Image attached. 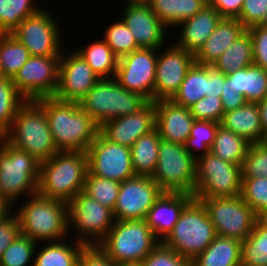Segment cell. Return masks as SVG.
<instances>
[{
  "label": "cell",
  "instance_id": "10",
  "mask_svg": "<svg viewBox=\"0 0 267 266\" xmlns=\"http://www.w3.org/2000/svg\"><path fill=\"white\" fill-rule=\"evenodd\" d=\"M152 179L164 192L194 194L196 160L184 145L160 140L159 156Z\"/></svg>",
  "mask_w": 267,
  "mask_h": 266
},
{
  "label": "cell",
  "instance_id": "53",
  "mask_svg": "<svg viewBox=\"0 0 267 266\" xmlns=\"http://www.w3.org/2000/svg\"><path fill=\"white\" fill-rule=\"evenodd\" d=\"M244 0H207V5L214 7L222 17L237 18Z\"/></svg>",
  "mask_w": 267,
  "mask_h": 266
},
{
  "label": "cell",
  "instance_id": "39",
  "mask_svg": "<svg viewBox=\"0 0 267 266\" xmlns=\"http://www.w3.org/2000/svg\"><path fill=\"white\" fill-rule=\"evenodd\" d=\"M25 101L16 90L13 80L0 76V137L10 130L19 107Z\"/></svg>",
  "mask_w": 267,
  "mask_h": 266
},
{
  "label": "cell",
  "instance_id": "6",
  "mask_svg": "<svg viewBox=\"0 0 267 266\" xmlns=\"http://www.w3.org/2000/svg\"><path fill=\"white\" fill-rule=\"evenodd\" d=\"M216 235L206 208L201 201L193 198L162 243L192 261L211 244Z\"/></svg>",
  "mask_w": 267,
  "mask_h": 266
},
{
  "label": "cell",
  "instance_id": "49",
  "mask_svg": "<svg viewBox=\"0 0 267 266\" xmlns=\"http://www.w3.org/2000/svg\"><path fill=\"white\" fill-rule=\"evenodd\" d=\"M266 7L267 0H244L237 19L246 29L259 25L267 10Z\"/></svg>",
  "mask_w": 267,
  "mask_h": 266
},
{
  "label": "cell",
  "instance_id": "11",
  "mask_svg": "<svg viewBox=\"0 0 267 266\" xmlns=\"http://www.w3.org/2000/svg\"><path fill=\"white\" fill-rule=\"evenodd\" d=\"M242 166L220 159L212 152L196 160L194 198L241 196Z\"/></svg>",
  "mask_w": 267,
  "mask_h": 266
},
{
  "label": "cell",
  "instance_id": "13",
  "mask_svg": "<svg viewBox=\"0 0 267 266\" xmlns=\"http://www.w3.org/2000/svg\"><path fill=\"white\" fill-rule=\"evenodd\" d=\"M195 199L206 208L217 235L243 241L253 231L257 215L241 196Z\"/></svg>",
  "mask_w": 267,
  "mask_h": 266
},
{
  "label": "cell",
  "instance_id": "1",
  "mask_svg": "<svg viewBox=\"0 0 267 266\" xmlns=\"http://www.w3.org/2000/svg\"><path fill=\"white\" fill-rule=\"evenodd\" d=\"M45 111L58 151L86 152L100 126L77 102L47 97L35 100Z\"/></svg>",
  "mask_w": 267,
  "mask_h": 266
},
{
  "label": "cell",
  "instance_id": "21",
  "mask_svg": "<svg viewBox=\"0 0 267 266\" xmlns=\"http://www.w3.org/2000/svg\"><path fill=\"white\" fill-rule=\"evenodd\" d=\"M156 111L154 101H149L134 114L107 120L100 126L99 132L109 141L126 147L155 129Z\"/></svg>",
  "mask_w": 267,
  "mask_h": 266
},
{
  "label": "cell",
  "instance_id": "46",
  "mask_svg": "<svg viewBox=\"0 0 267 266\" xmlns=\"http://www.w3.org/2000/svg\"><path fill=\"white\" fill-rule=\"evenodd\" d=\"M191 115L195 120L214 121L220 123L224 114L220 97L204 96L190 108Z\"/></svg>",
  "mask_w": 267,
  "mask_h": 266
},
{
  "label": "cell",
  "instance_id": "54",
  "mask_svg": "<svg viewBox=\"0 0 267 266\" xmlns=\"http://www.w3.org/2000/svg\"><path fill=\"white\" fill-rule=\"evenodd\" d=\"M225 74L208 65V87L205 96L221 97L224 90Z\"/></svg>",
  "mask_w": 267,
  "mask_h": 266
},
{
  "label": "cell",
  "instance_id": "37",
  "mask_svg": "<svg viewBox=\"0 0 267 266\" xmlns=\"http://www.w3.org/2000/svg\"><path fill=\"white\" fill-rule=\"evenodd\" d=\"M241 266H267V223L255 222L241 244Z\"/></svg>",
  "mask_w": 267,
  "mask_h": 266
},
{
  "label": "cell",
  "instance_id": "34",
  "mask_svg": "<svg viewBox=\"0 0 267 266\" xmlns=\"http://www.w3.org/2000/svg\"><path fill=\"white\" fill-rule=\"evenodd\" d=\"M207 87L208 65L194 63L171 100L177 105L190 108L207 94Z\"/></svg>",
  "mask_w": 267,
  "mask_h": 266
},
{
  "label": "cell",
  "instance_id": "59",
  "mask_svg": "<svg viewBox=\"0 0 267 266\" xmlns=\"http://www.w3.org/2000/svg\"><path fill=\"white\" fill-rule=\"evenodd\" d=\"M266 9H267V7H266ZM259 25L267 27V10H266L265 15H264V17H263V19Z\"/></svg>",
  "mask_w": 267,
  "mask_h": 266
},
{
  "label": "cell",
  "instance_id": "28",
  "mask_svg": "<svg viewBox=\"0 0 267 266\" xmlns=\"http://www.w3.org/2000/svg\"><path fill=\"white\" fill-rule=\"evenodd\" d=\"M242 241L216 235L211 244L200 253L192 266H241Z\"/></svg>",
  "mask_w": 267,
  "mask_h": 266
},
{
  "label": "cell",
  "instance_id": "43",
  "mask_svg": "<svg viewBox=\"0 0 267 266\" xmlns=\"http://www.w3.org/2000/svg\"><path fill=\"white\" fill-rule=\"evenodd\" d=\"M37 243L22 234L4 251L0 266H33Z\"/></svg>",
  "mask_w": 267,
  "mask_h": 266
},
{
  "label": "cell",
  "instance_id": "23",
  "mask_svg": "<svg viewBox=\"0 0 267 266\" xmlns=\"http://www.w3.org/2000/svg\"><path fill=\"white\" fill-rule=\"evenodd\" d=\"M155 128L162 140L184 145L191 131L194 118L190 109L175 104L172 100L154 101Z\"/></svg>",
  "mask_w": 267,
  "mask_h": 266
},
{
  "label": "cell",
  "instance_id": "47",
  "mask_svg": "<svg viewBox=\"0 0 267 266\" xmlns=\"http://www.w3.org/2000/svg\"><path fill=\"white\" fill-rule=\"evenodd\" d=\"M141 264L142 266H192V261L160 242Z\"/></svg>",
  "mask_w": 267,
  "mask_h": 266
},
{
  "label": "cell",
  "instance_id": "33",
  "mask_svg": "<svg viewBox=\"0 0 267 266\" xmlns=\"http://www.w3.org/2000/svg\"><path fill=\"white\" fill-rule=\"evenodd\" d=\"M253 65L251 36L246 30L211 65L225 75Z\"/></svg>",
  "mask_w": 267,
  "mask_h": 266
},
{
  "label": "cell",
  "instance_id": "16",
  "mask_svg": "<svg viewBox=\"0 0 267 266\" xmlns=\"http://www.w3.org/2000/svg\"><path fill=\"white\" fill-rule=\"evenodd\" d=\"M158 49L139 48L121 57L115 73L124 88L154 101L155 71Z\"/></svg>",
  "mask_w": 267,
  "mask_h": 266
},
{
  "label": "cell",
  "instance_id": "24",
  "mask_svg": "<svg viewBox=\"0 0 267 266\" xmlns=\"http://www.w3.org/2000/svg\"><path fill=\"white\" fill-rule=\"evenodd\" d=\"M221 18L222 16L214 7L206 5L193 17L175 27L173 30L175 32L178 28L180 29L174 32L178 36L173 39L174 43L195 55L214 32Z\"/></svg>",
  "mask_w": 267,
  "mask_h": 266
},
{
  "label": "cell",
  "instance_id": "56",
  "mask_svg": "<svg viewBox=\"0 0 267 266\" xmlns=\"http://www.w3.org/2000/svg\"><path fill=\"white\" fill-rule=\"evenodd\" d=\"M259 106L261 126L263 130V136L267 135V97L257 103Z\"/></svg>",
  "mask_w": 267,
  "mask_h": 266
},
{
  "label": "cell",
  "instance_id": "35",
  "mask_svg": "<svg viewBox=\"0 0 267 266\" xmlns=\"http://www.w3.org/2000/svg\"><path fill=\"white\" fill-rule=\"evenodd\" d=\"M250 143L219 124L210 152L227 162L243 166Z\"/></svg>",
  "mask_w": 267,
  "mask_h": 266
},
{
  "label": "cell",
  "instance_id": "2",
  "mask_svg": "<svg viewBox=\"0 0 267 266\" xmlns=\"http://www.w3.org/2000/svg\"><path fill=\"white\" fill-rule=\"evenodd\" d=\"M21 203L17 208L14 206L20 222V234L37 244L58 242L73 236L69 235L66 202L35 193Z\"/></svg>",
  "mask_w": 267,
  "mask_h": 266
},
{
  "label": "cell",
  "instance_id": "18",
  "mask_svg": "<svg viewBox=\"0 0 267 266\" xmlns=\"http://www.w3.org/2000/svg\"><path fill=\"white\" fill-rule=\"evenodd\" d=\"M121 19L134 36L139 48L159 49L168 43L171 31L155 15L145 0H124ZM122 15V16H121Z\"/></svg>",
  "mask_w": 267,
  "mask_h": 266
},
{
  "label": "cell",
  "instance_id": "27",
  "mask_svg": "<svg viewBox=\"0 0 267 266\" xmlns=\"http://www.w3.org/2000/svg\"><path fill=\"white\" fill-rule=\"evenodd\" d=\"M84 246L85 244L71 237L58 242L38 243L33 266H78L79 255Z\"/></svg>",
  "mask_w": 267,
  "mask_h": 266
},
{
  "label": "cell",
  "instance_id": "48",
  "mask_svg": "<svg viewBox=\"0 0 267 266\" xmlns=\"http://www.w3.org/2000/svg\"><path fill=\"white\" fill-rule=\"evenodd\" d=\"M247 30L252 40L253 65L267 70V27L255 25Z\"/></svg>",
  "mask_w": 267,
  "mask_h": 266
},
{
  "label": "cell",
  "instance_id": "32",
  "mask_svg": "<svg viewBox=\"0 0 267 266\" xmlns=\"http://www.w3.org/2000/svg\"><path fill=\"white\" fill-rule=\"evenodd\" d=\"M161 137L155 128L139 137L130 147L132 166L136 176L151 177L155 171Z\"/></svg>",
  "mask_w": 267,
  "mask_h": 266
},
{
  "label": "cell",
  "instance_id": "36",
  "mask_svg": "<svg viewBox=\"0 0 267 266\" xmlns=\"http://www.w3.org/2000/svg\"><path fill=\"white\" fill-rule=\"evenodd\" d=\"M30 57L28 49L12 34H0V75L13 79Z\"/></svg>",
  "mask_w": 267,
  "mask_h": 266
},
{
  "label": "cell",
  "instance_id": "19",
  "mask_svg": "<svg viewBox=\"0 0 267 266\" xmlns=\"http://www.w3.org/2000/svg\"><path fill=\"white\" fill-rule=\"evenodd\" d=\"M164 191L148 176H135L120 184L113 209L115 220L146 219L149 209Z\"/></svg>",
  "mask_w": 267,
  "mask_h": 266
},
{
  "label": "cell",
  "instance_id": "25",
  "mask_svg": "<svg viewBox=\"0 0 267 266\" xmlns=\"http://www.w3.org/2000/svg\"><path fill=\"white\" fill-rule=\"evenodd\" d=\"M246 30L237 18L222 17L214 32L194 55L195 63L212 65Z\"/></svg>",
  "mask_w": 267,
  "mask_h": 266
},
{
  "label": "cell",
  "instance_id": "29",
  "mask_svg": "<svg viewBox=\"0 0 267 266\" xmlns=\"http://www.w3.org/2000/svg\"><path fill=\"white\" fill-rule=\"evenodd\" d=\"M145 2L170 31L207 5V0H145Z\"/></svg>",
  "mask_w": 267,
  "mask_h": 266
},
{
  "label": "cell",
  "instance_id": "60",
  "mask_svg": "<svg viewBox=\"0 0 267 266\" xmlns=\"http://www.w3.org/2000/svg\"><path fill=\"white\" fill-rule=\"evenodd\" d=\"M262 144L267 148V135L264 136Z\"/></svg>",
  "mask_w": 267,
  "mask_h": 266
},
{
  "label": "cell",
  "instance_id": "44",
  "mask_svg": "<svg viewBox=\"0 0 267 266\" xmlns=\"http://www.w3.org/2000/svg\"><path fill=\"white\" fill-rule=\"evenodd\" d=\"M241 197L258 215L267 207V177H242Z\"/></svg>",
  "mask_w": 267,
  "mask_h": 266
},
{
  "label": "cell",
  "instance_id": "58",
  "mask_svg": "<svg viewBox=\"0 0 267 266\" xmlns=\"http://www.w3.org/2000/svg\"><path fill=\"white\" fill-rule=\"evenodd\" d=\"M115 266H142L141 263H118Z\"/></svg>",
  "mask_w": 267,
  "mask_h": 266
},
{
  "label": "cell",
  "instance_id": "4",
  "mask_svg": "<svg viewBox=\"0 0 267 266\" xmlns=\"http://www.w3.org/2000/svg\"><path fill=\"white\" fill-rule=\"evenodd\" d=\"M3 137L39 162L50 159L58 152L50 132L46 111L35 100L25 101L19 107L12 127Z\"/></svg>",
  "mask_w": 267,
  "mask_h": 266
},
{
  "label": "cell",
  "instance_id": "52",
  "mask_svg": "<svg viewBox=\"0 0 267 266\" xmlns=\"http://www.w3.org/2000/svg\"><path fill=\"white\" fill-rule=\"evenodd\" d=\"M224 90L221 94L222 106L224 113L238 109L243 106L247 101L242 94H238L231 88V78L225 75Z\"/></svg>",
  "mask_w": 267,
  "mask_h": 266
},
{
  "label": "cell",
  "instance_id": "3",
  "mask_svg": "<svg viewBox=\"0 0 267 266\" xmlns=\"http://www.w3.org/2000/svg\"><path fill=\"white\" fill-rule=\"evenodd\" d=\"M87 172L86 152L58 151L40 163L37 193L68 203L84 190Z\"/></svg>",
  "mask_w": 267,
  "mask_h": 266
},
{
  "label": "cell",
  "instance_id": "12",
  "mask_svg": "<svg viewBox=\"0 0 267 266\" xmlns=\"http://www.w3.org/2000/svg\"><path fill=\"white\" fill-rule=\"evenodd\" d=\"M50 9L44 6L25 18L12 34L28 49L30 56H61L64 48V33L61 23ZM63 33V34H62Z\"/></svg>",
  "mask_w": 267,
  "mask_h": 266
},
{
  "label": "cell",
  "instance_id": "26",
  "mask_svg": "<svg viewBox=\"0 0 267 266\" xmlns=\"http://www.w3.org/2000/svg\"><path fill=\"white\" fill-rule=\"evenodd\" d=\"M220 125L245 138L250 144L263 141L264 136L257 103L246 102L240 108L224 113Z\"/></svg>",
  "mask_w": 267,
  "mask_h": 266
},
{
  "label": "cell",
  "instance_id": "55",
  "mask_svg": "<svg viewBox=\"0 0 267 266\" xmlns=\"http://www.w3.org/2000/svg\"><path fill=\"white\" fill-rule=\"evenodd\" d=\"M13 211H15L14 205L0 194V222L9 217Z\"/></svg>",
  "mask_w": 267,
  "mask_h": 266
},
{
  "label": "cell",
  "instance_id": "38",
  "mask_svg": "<svg viewBox=\"0 0 267 266\" xmlns=\"http://www.w3.org/2000/svg\"><path fill=\"white\" fill-rule=\"evenodd\" d=\"M36 1L0 0V34L12 33L25 18L39 11L42 6Z\"/></svg>",
  "mask_w": 267,
  "mask_h": 266
},
{
  "label": "cell",
  "instance_id": "17",
  "mask_svg": "<svg viewBox=\"0 0 267 266\" xmlns=\"http://www.w3.org/2000/svg\"><path fill=\"white\" fill-rule=\"evenodd\" d=\"M167 44L158 49L154 101L171 100L195 63L192 53L177 46L172 40Z\"/></svg>",
  "mask_w": 267,
  "mask_h": 266
},
{
  "label": "cell",
  "instance_id": "50",
  "mask_svg": "<svg viewBox=\"0 0 267 266\" xmlns=\"http://www.w3.org/2000/svg\"><path fill=\"white\" fill-rule=\"evenodd\" d=\"M78 266H115V263L99 245H85L80 252Z\"/></svg>",
  "mask_w": 267,
  "mask_h": 266
},
{
  "label": "cell",
  "instance_id": "8",
  "mask_svg": "<svg viewBox=\"0 0 267 266\" xmlns=\"http://www.w3.org/2000/svg\"><path fill=\"white\" fill-rule=\"evenodd\" d=\"M148 102L140 94L122 87L115 78H102L78 104L101 126L107 120L138 112Z\"/></svg>",
  "mask_w": 267,
  "mask_h": 266
},
{
  "label": "cell",
  "instance_id": "45",
  "mask_svg": "<svg viewBox=\"0 0 267 266\" xmlns=\"http://www.w3.org/2000/svg\"><path fill=\"white\" fill-rule=\"evenodd\" d=\"M242 177H267V148L262 143L250 144L242 166Z\"/></svg>",
  "mask_w": 267,
  "mask_h": 266
},
{
  "label": "cell",
  "instance_id": "15",
  "mask_svg": "<svg viewBox=\"0 0 267 266\" xmlns=\"http://www.w3.org/2000/svg\"><path fill=\"white\" fill-rule=\"evenodd\" d=\"M92 175L117 182L135 177L129 147L113 143L100 132L86 151Z\"/></svg>",
  "mask_w": 267,
  "mask_h": 266
},
{
  "label": "cell",
  "instance_id": "5",
  "mask_svg": "<svg viewBox=\"0 0 267 266\" xmlns=\"http://www.w3.org/2000/svg\"><path fill=\"white\" fill-rule=\"evenodd\" d=\"M40 163L0 137V194L17 206L23 198L37 193Z\"/></svg>",
  "mask_w": 267,
  "mask_h": 266
},
{
  "label": "cell",
  "instance_id": "51",
  "mask_svg": "<svg viewBox=\"0 0 267 266\" xmlns=\"http://www.w3.org/2000/svg\"><path fill=\"white\" fill-rule=\"evenodd\" d=\"M20 235V222L15 212L0 222V259L4 251Z\"/></svg>",
  "mask_w": 267,
  "mask_h": 266
},
{
  "label": "cell",
  "instance_id": "14",
  "mask_svg": "<svg viewBox=\"0 0 267 266\" xmlns=\"http://www.w3.org/2000/svg\"><path fill=\"white\" fill-rule=\"evenodd\" d=\"M61 56H30L12 79L18 93L26 100L53 97L59 84Z\"/></svg>",
  "mask_w": 267,
  "mask_h": 266
},
{
  "label": "cell",
  "instance_id": "40",
  "mask_svg": "<svg viewBox=\"0 0 267 266\" xmlns=\"http://www.w3.org/2000/svg\"><path fill=\"white\" fill-rule=\"evenodd\" d=\"M219 124L214 121L194 120L184 147L195 160L210 151Z\"/></svg>",
  "mask_w": 267,
  "mask_h": 266
},
{
  "label": "cell",
  "instance_id": "42",
  "mask_svg": "<svg viewBox=\"0 0 267 266\" xmlns=\"http://www.w3.org/2000/svg\"><path fill=\"white\" fill-rule=\"evenodd\" d=\"M120 184V182L111 179L92 175L88 171L83 192L113 210L119 195Z\"/></svg>",
  "mask_w": 267,
  "mask_h": 266
},
{
  "label": "cell",
  "instance_id": "20",
  "mask_svg": "<svg viewBox=\"0 0 267 266\" xmlns=\"http://www.w3.org/2000/svg\"><path fill=\"white\" fill-rule=\"evenodd\" d=\"M99 79L74 49L71 52L64 49L59 63V84L54 97L79 103Z\"/></svg>",
  "mask_w": 267,
  "mask_h": 266
},
{
  "label": "cell",
  "instance_id": "22",
  "mask_svg": "<svg viewBox=\"0 0 267 266\" xmlns=\"http://www.w3.org/2000/svg\"><path fill=\"white\" fill-rule=\"evenodd\" d=\"M193 198L189 193L163 192L155 201L145 220L160 242L173 231L182 210Z\"/></svg>",
  "mask_w": 267,
  "mask_h": 266
},
{
  "label": "cell",
  "instance_id": "31",
  "mask_svg": "<svg viewBox=\"0 0 267 266\" xmlns=\"http://www.w3.org/2000/svg\"><path fill=\"white\" fill-rule=\"evenodd\" d=\"M88 44L75 47V51L82 56L93 72L100 78H114L118 68L119 58L102 38H97Z\"/></svg>",
  "mask_w": 267,
  "mask_h": 266
},
{
  "label": "cell",
  "instance_id": "9",
  "mask_svg": "<svg viewBox=\"0 0 267 266\" xmlns=\"http://www.w3.org/2000/svg\"><path fill=\"white\" fill-rule=\"evenodd\" d=\"M67 206L69 235L71 232L73 239L85 245H98L115 223L113 210L83 191L74 196Z\"/></svg>",
  "mask_w": 267,
  "mask_h": 266
},
{
  "label": "cell",
  "instance_id": "41",
  "mask_svg": "<svg viewBox=\"0 0 267 266\" xmlns=\"http://www.w3.org/2000/svg\"><path fill=\"white\" fill-rule=\"evenodd\" d=\"M111 24L108 23L103 29L102 39L112 49V52L120 59L121 57L139 49L137 42L128 29L125 22L119 16Z\"/></svg>",
  "mask_w": 267,
  "mask_h": 266
},
{
  "label": "cell",
  "instance_id": "57",
  "mask_svg": "<svg viewBox=\"0 0 267 266\" xmlns=\"http://www.w3.org/2000/svg\"><path fill=\"white\" fill-rule=\"evenodd\" d=\"M256 222L267 223V207L257 215Z\"/></svg>",
  "mask_w": 267,
  "mask_h": 266
},
{
  "label": "cell",
  "instance_id": "7",
  "mask_svg": "<svg viewBox=\"0 0 267 266\" xmlns=\"http://www.w3.org/2000/svg\"><path fill=\"white\" fill-rule=\"evenodd\" d=\"M160 243L145 219L115 220L99 247L118 263H142Z\"/></svg>",
  "mask_w": 267,
  "mask_h": 266
},
{
  "label": "cell",
  "instance_id": "30",
  "mask_svg": "<svg viewBox=\"0 0 267 266\" xmlns=\"http://www.w3.org/2000/svg\"><path fill=\"white\" fill-rule=\"evenodd\" d=\"M231 88L247 102L258 103L267 97V70L251 65L227 75Z\"/></svg>",
  "mask_w": 267,
  "mask_h": 266
}]
</instances>
